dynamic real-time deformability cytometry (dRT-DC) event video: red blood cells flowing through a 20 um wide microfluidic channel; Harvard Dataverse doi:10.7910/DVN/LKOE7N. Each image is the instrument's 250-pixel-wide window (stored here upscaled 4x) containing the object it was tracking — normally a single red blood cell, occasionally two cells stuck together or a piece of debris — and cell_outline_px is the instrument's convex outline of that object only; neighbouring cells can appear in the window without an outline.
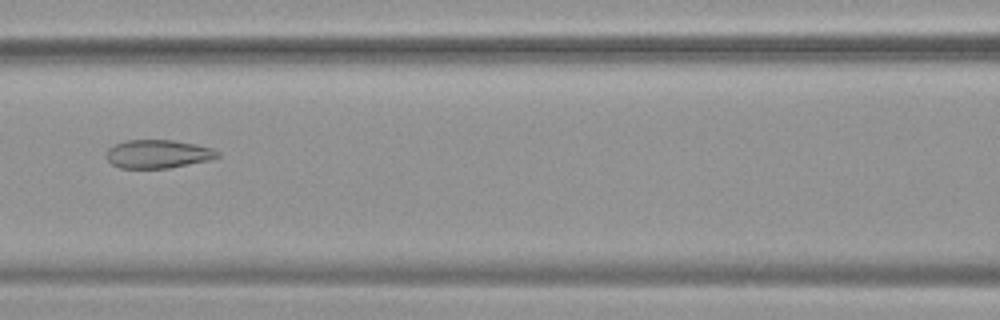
{"species": "common noctule bat (a hibernating species)", "species_latin": "Nyctalus noctula", "temperature_condition": "warm", "stored_images_in_passage": 41, "camera_frame_rate_fps": 3000, "um_per_image_px": 0.085, "animal": {"sex": "female", "body_mass_g": 19.9}, "frame": {"image": 1, "passage_image": 12, "time_ms": 3.667, "image_size_px": [1000, 320], "cell_outline_px": [[220, 156], [208, 160], [168, 168], [120, 168], [112, 164], [104, 156], [108, 148], [124, 140], [172, 140], [196, 144], [212, 148], [220, 152]], "centroid_in_image_um": [13.4, 13.08], "position_along_channel_um": 153.2, "area_um2": 18.44}}
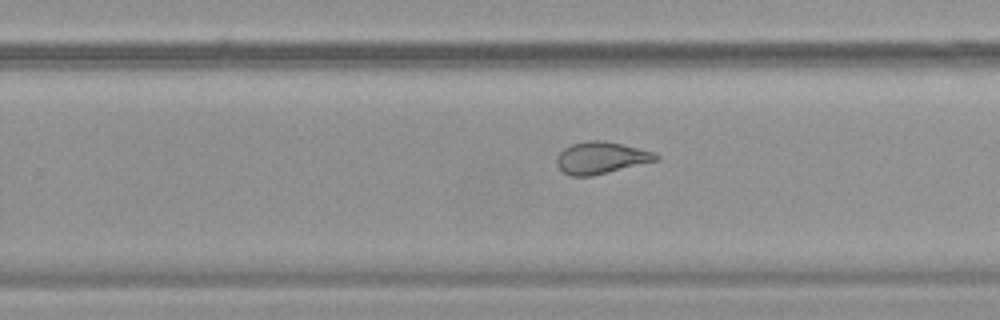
{"frame": {"image": 2, "passage_image": 22, "time_ms": 7.0, "image_size_px": [1000, 320], "cell_outline_px": [[660, 160], [592, 176], [572, 176], [564, 172], [556, 164], [556, 156], [564, 148], [572, 144], [588, 140], [604, 140], [624, 144], [656, 152], [660, 156]], "centroid_in_image_um": [51.13, 13.4], "position_along_channel_um": 278.7, "area_um2": 18.73}}
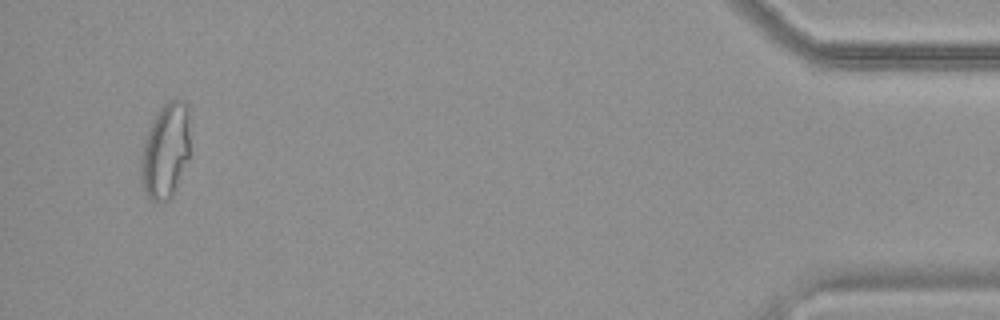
{"frame": {"image": 3, "passage_image": 39, "time_ms": 12.667, "image_size_px": [1000, 320], "cell_outline_px": [[192, 156], [176, 188], [168, 200], [156, 204], [144, 192], [140, 180], [140, 160], [144, 144], [152, 120], [160, 108], [168, 100], [184, 100], [188, 104]], "centroid_in_image_um": [14.12, 12.84], "position_along_channel_um": 421.1, "area_um2": 28.26}, "authors_computed_cell_mechanics": {"area_um2": 20.6346, "velocity_mm_per_s": 3.7908, "shape_relaxation_time_tau1_ms": null, "shape_relaxation_time_tau2_ms": 1.2685, "deformation_change_tau1": null, "deformation_change_tau2": 0.0844}}